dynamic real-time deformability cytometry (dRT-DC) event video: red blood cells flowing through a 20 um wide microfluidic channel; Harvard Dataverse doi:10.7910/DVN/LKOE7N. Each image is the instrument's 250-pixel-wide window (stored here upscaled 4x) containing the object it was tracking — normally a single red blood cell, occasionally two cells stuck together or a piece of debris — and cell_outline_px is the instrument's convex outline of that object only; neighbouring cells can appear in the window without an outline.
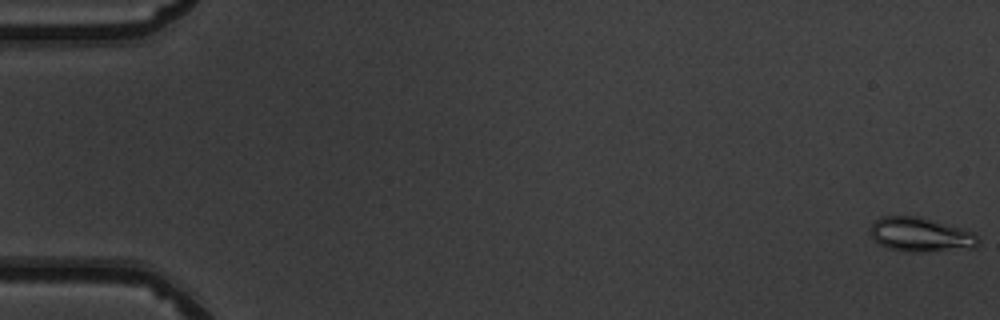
{"species": "common noctule bat (a hibernating species)", "species_latin": "Nyctalus noctula", "temperature_condition": "warm", "stored_images_in_passage": 52, "camera_frame_rate_fps": 3000, "um_per_image_px": 0.085, "animal": {"sex": "male", "body_mass_g": 19.5, "forearm_length_mm": 54.6}, "frame": {"image": 1, "passage_image": 1, "time_ms": 0.0, "image_size_px": [1000, 320], "cell_outline_px": [[980, 244], [976, 248], [924, 252], [904, 252], [888, 248], [880, 244], [868, 232], [868, 228], [880, 216], [920, 216], [960, 228], [972, 232], [980, 240]], "centroid_in_image_um": [78.24, 19.96], "position_along_channel_um": 6.8, "area_um2": 21.79}}
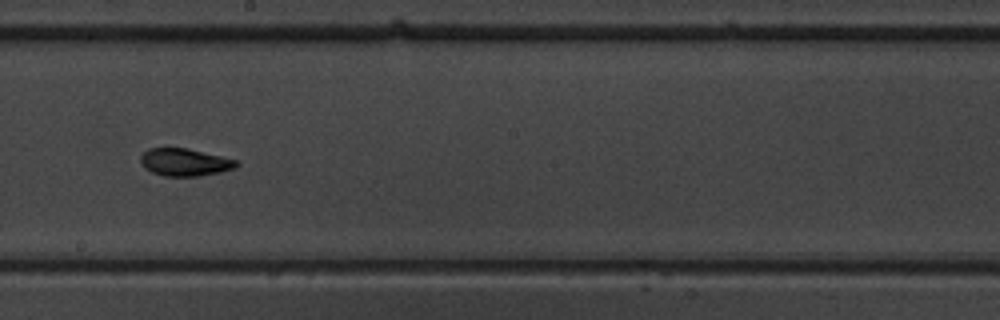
{"frame": {"image": 2, "passage_image": 30, "time_ms": 9.667, "image_size_px": [1000, 320], "cell_outline_px": [[240, 164], [236, 168], [220, 172], [200, 176], [164, 176], [152, 172], [144, 168], [140, 160], [140, 156], [148, 148], [188, 148], [236, 160]], "centroid_in_image_um": [15.7, 13.79], "position_along_channel_um": 232.5, "area_um2": 15.37}}
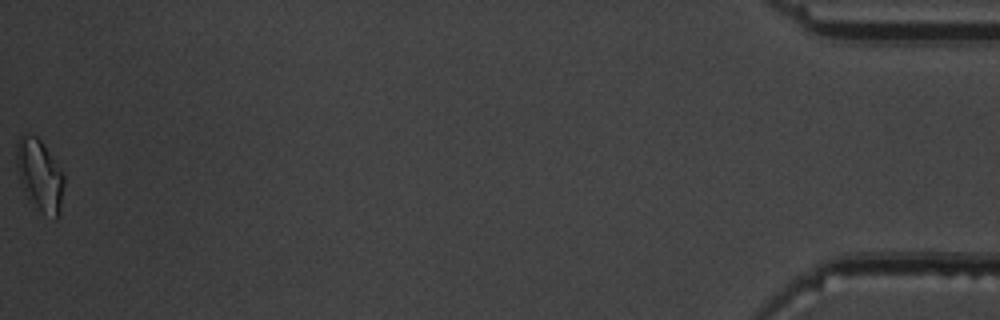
{"frame": {"image": 3, "passage_image": 52, "time_ms": 17.0, "image_size_px": [1000, 320], "cell_outline_px": [[64, 184], [60, 212], [56, 220], [44, 212], [28, 200], [20, 184], [16, 164], [16, 144], [20, 136], [28, 132], [36, 136], [40, 140], [64, 176]], "centroid_in_image_um": [3.34, 14.89], "position_along_channel_um": 431.9, "area_um2": 19.71}, "authors_computed_cell_mechanics": {"area_um2": 15.8661, "velocity_mm_per_s": 4.0051, "shape_relaxation_time_tau1_ms": 4.8703, "shape_relaxation_time_tau2_ms": 1.8486, "deformation_change_tau1": 0.1569, "deformation_change_tau2": 0.0743}}